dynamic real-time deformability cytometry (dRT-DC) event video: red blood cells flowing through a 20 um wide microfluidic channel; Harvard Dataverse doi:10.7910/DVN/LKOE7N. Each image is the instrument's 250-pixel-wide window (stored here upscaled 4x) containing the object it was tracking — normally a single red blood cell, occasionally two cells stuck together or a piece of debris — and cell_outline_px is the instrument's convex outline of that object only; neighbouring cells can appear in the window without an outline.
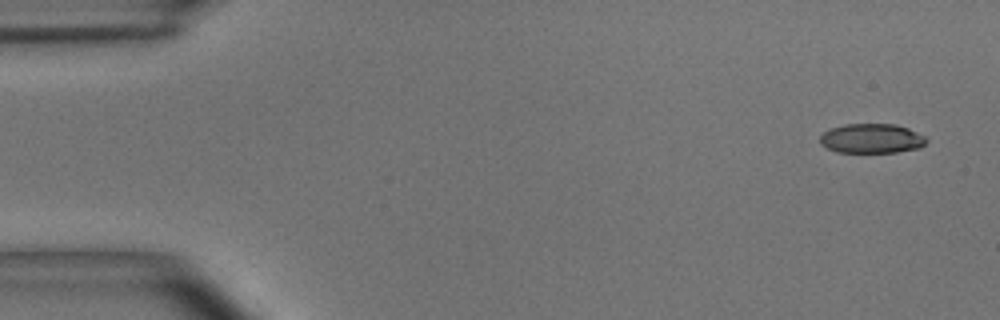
{"species": "common noctule bat (a hibernating species)", "species_latin": "Nyctalus noctula", "temperature_condition": "room temperature", "stored_images_in_passage": 4, "camera_frame_rate_fps": 3000, "um_per_image_px": 0.085, "animal": {"sex": "male", "body_mass_g": 15.6}, "frame": {"image": 1, "passage_image": 1, "time_ms": 0.0, "image_size_px": [1000, 320], "cell_outline_px": [[928, 140], [920, 148], [896, 152], [836, 152], [820, 144], [820, 136], [828, 128], [844, 124], [896, 124], [908, 128], [924, 136]], "centroid_in_image_um": [74.07, 11.76], "position_along_channel_um": 10.9, "area_um2": 18.38}}
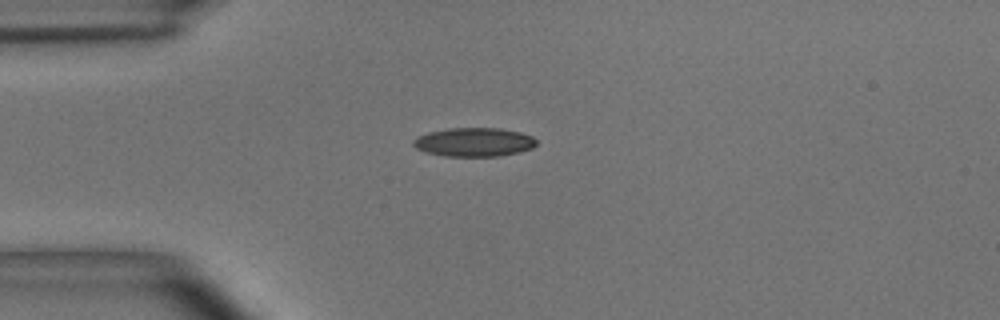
{"frame": {"image": 2, "passage_image": 4, "time_ms": 1.0, "image_size_px": [1000, 320], "cell_outline_px": [[536, 144], [532, 148], [500, 156], [444, 156], [428, 152], [416, 148], [412, 144], [412, 140], [416, 136], [428, 132], [448, 128], [500, 128], [520, 132], [532, 136], [536, 140]], "centroid_in_image_um": [40.26, 12.07], "position_along_channel_um": 44.7, "area_um2": 20.63}}